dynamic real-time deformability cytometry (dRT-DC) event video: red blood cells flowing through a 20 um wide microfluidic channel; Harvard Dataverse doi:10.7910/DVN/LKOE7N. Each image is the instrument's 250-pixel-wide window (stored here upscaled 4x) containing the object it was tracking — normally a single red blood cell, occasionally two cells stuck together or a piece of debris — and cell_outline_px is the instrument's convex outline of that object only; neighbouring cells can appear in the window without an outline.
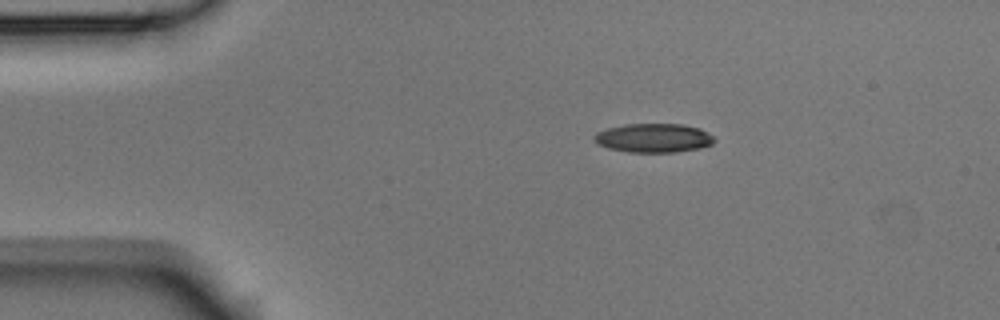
{"species": "Egyptian fruit bat (a non-hibernating species)", "species_latin": "Rousettus aegyptiacus", "temperature_condition": "room temperature", "stored_images_in_passage": 6, "camera_frame_rate_fps": 3000, "um_per_image_px": 0.085, "animal": {"sex": "male"}, "frame": {"image": 1, "passage_image": 2, "time_ms": 0.333, "image_size_px": [1000, 320], "cell_outline_px": [[716, 140], [712, 144], [700, 148], [676, 152], [628, 152], [608, 148], [596, 144], [592, 140], [592, 136], [596, 132], [608, 128], [624, 124], [680, 124], [700, 128], [708, 132]], "centroid_in_image_um": [55.52, 11.73], "position_along_channel_um": 29.5, "area_um2": 20.46}}
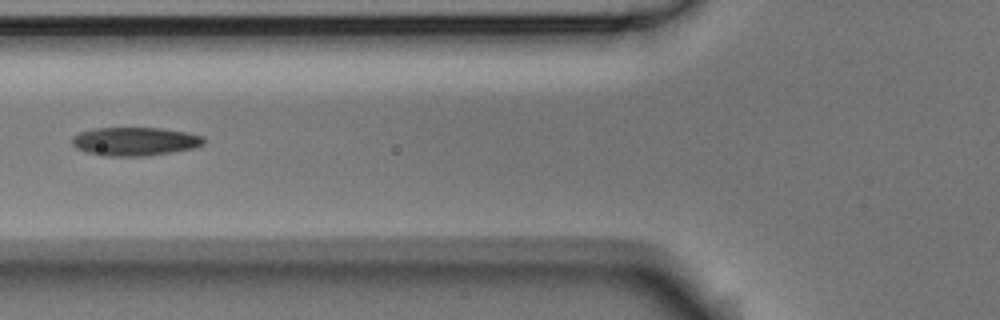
{"frame": {"image": 2, "passage_image": 5, "time_ms": 1.333, "image_size_px": [1000, 320], "cell_outline_px": [[204, 144], [196, 148], [144, 156], [104, 156], [88, 152], [76, 148], [72, 144], [72, 136], [80, 132], [96, 128], [160, 128], [188, 132], [204, 136]], "centroid_in_image_um": [11.49, 12.02], "position_along_channel_um": 114.3, "area_um2": 21.91}}
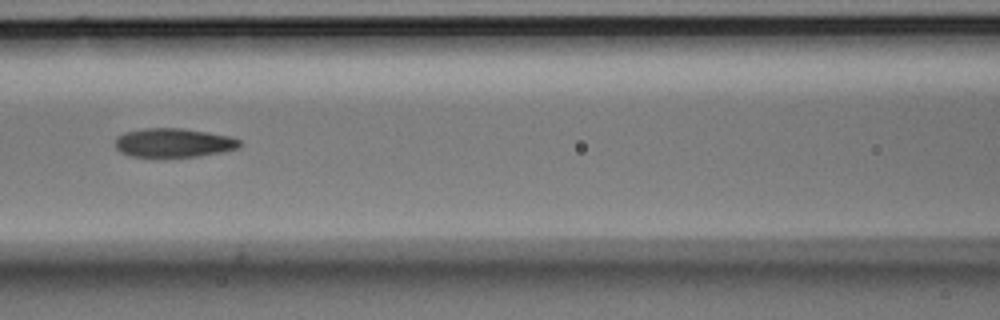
{"frame": {"image": 3, "passage_image": 6, "time_ms": 1.667, "image_size_px": [1000, 320], "cell_outline_px": [[240, 148], [224, 152], [200, 156], [132, 156], [120, 152], [116, 148], [116, 136], [124, 132], [144, 128], [180, 128], [208, 132], [228, 136], [240, 140]], "centroid_in_image_um": [14.76, 12.13], "position_along_channel_um": 151.8, "area_um2": 20.92}}